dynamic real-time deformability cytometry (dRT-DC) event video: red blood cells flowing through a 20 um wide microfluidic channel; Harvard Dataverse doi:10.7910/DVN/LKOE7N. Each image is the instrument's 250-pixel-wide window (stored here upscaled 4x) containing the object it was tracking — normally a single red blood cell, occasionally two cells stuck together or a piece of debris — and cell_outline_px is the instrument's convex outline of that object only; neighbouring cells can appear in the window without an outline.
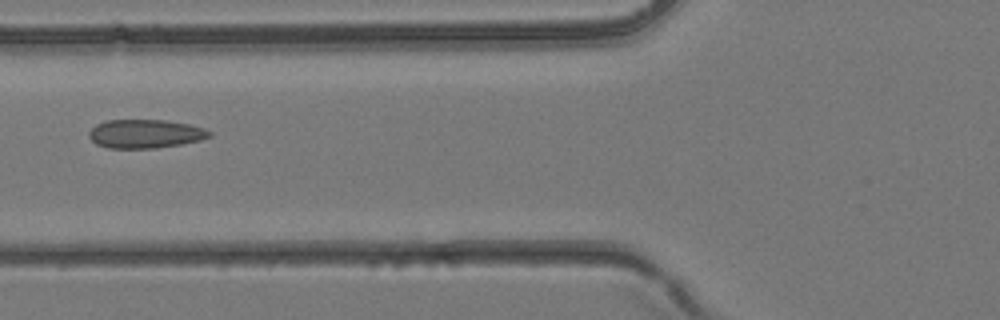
{"species": "common noctule bat (a hibernating species)", "species_latin": "Nyctalus noctula", "temperature_condition": "room temperature", "stored_images_in_passage": 5, "camera_frame_rate_fps": 3000, "um_per_image_px": 0.085, "animal": {"sex": "female", "body_mass_g": 24.6, "forearm_length_mm": 56.2}, "frame": {"image": 1, "passage_image": 5, "time_ms": 1.333, "image_size_px": [1000, 320], "cell_outline_px": [[212, 136], [200, 140], [180, 144], [156, 148], [108, 148], [96, 144], [88, 136], [88, 132], [96, 124], [108, 120], [164, 120], [188, 124], [204, 128], [212, 132]], "centroid_in_image_um": [12.34, 11.37], "position_along_channel_um": 113.5, "area_um2": 20.11}}